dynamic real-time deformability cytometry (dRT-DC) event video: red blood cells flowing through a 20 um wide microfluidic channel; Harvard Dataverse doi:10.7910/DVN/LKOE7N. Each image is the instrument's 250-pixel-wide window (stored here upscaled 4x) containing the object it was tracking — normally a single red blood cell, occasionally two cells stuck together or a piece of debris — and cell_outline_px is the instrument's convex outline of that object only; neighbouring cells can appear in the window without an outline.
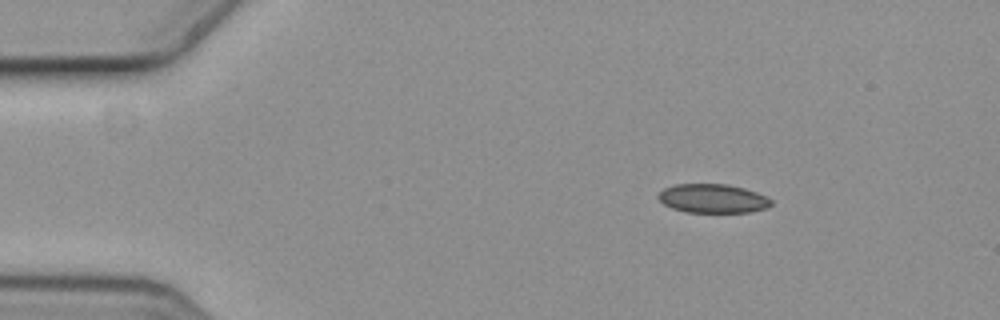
{"species": "common noctule bat (a hibernating species)", "species_latin": "Nyctalus noctula", "temperature_condition": "cold", "stored_images_in_passage": 5, "camera_frame_rate_fps": 3000, "um_per_image_px": 0.085, "animal": {"sex": "female", "body_mass_g": 19.3, "forearm_length_mm": 54.1}, "frame": {"image": 1, "passage_image": 1, "time_ms": 0.0, "image_size_px": [1000, 320], "cell_outline_px": [[772, 204], [768, 208], [752, 212], [684, 212], [672, 208], [664, 204], [656, 196], [664, 188], [676, 184], [724, 184], [744, 188], [756, 192], [772, 200]], "centroid_in_image_um": [60.58, 16.88], "position_along_channel_um": 24.4, "area_um2": 19.02}}
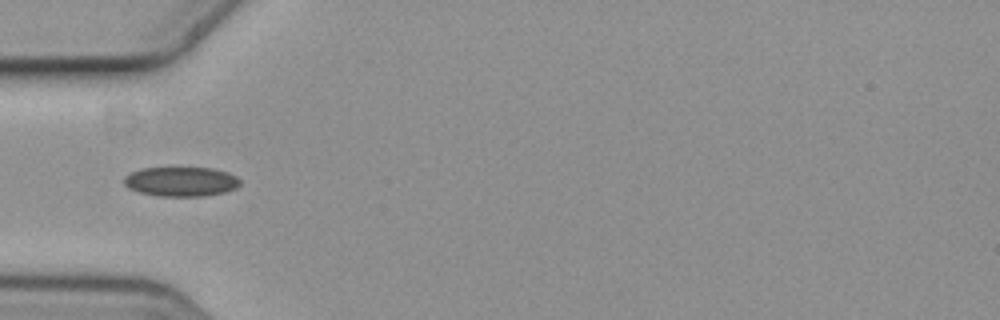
{"frame": {"image": 2, "passage_image": 4, "time_ms": 1.0, "image_size_px": [1000, 320], "cell_outline_px": [[240, 184], [236, 188], [224, 192], [204, 196], [156, 196], [140, 192], [128, 188], [124, 184], [124, 176], [140, 168], [212, 168], [228, 172], [236, 176], [240, 180]], "centroid_in_image_um": [15.38, 15.43], "position_along_channel_um": 69.6, "area_um2": 20.0}}
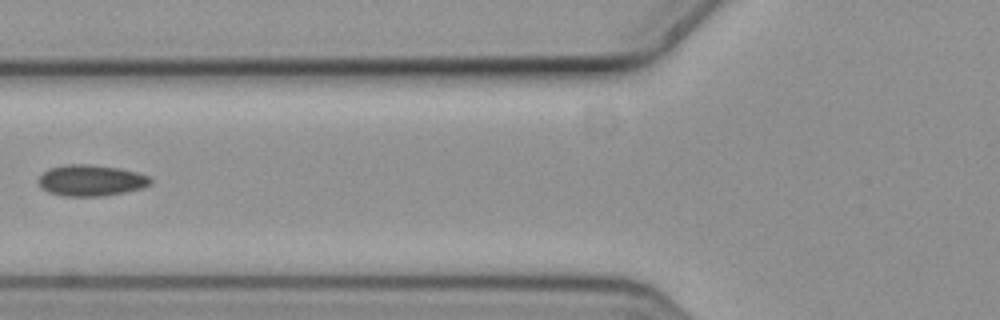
{"frame": {"image": 3, "passage_image": 5, "time_ms": 1.333, "image_size_px": [1000, 320], "cell_outline_px": [[152, 184], [140, 188], [124, 192], [104, 196], [64, 196], [48, 192], [40, 188], [36, 180], [48, 168], [68, 164], [88, 164], [116, 168], [136, 172], [148, 176], [152, 180]], "centroid_in_image_um": [7.68, 15.34], "position_along_channel_um": 118.1, "area_um2": 20.35}}